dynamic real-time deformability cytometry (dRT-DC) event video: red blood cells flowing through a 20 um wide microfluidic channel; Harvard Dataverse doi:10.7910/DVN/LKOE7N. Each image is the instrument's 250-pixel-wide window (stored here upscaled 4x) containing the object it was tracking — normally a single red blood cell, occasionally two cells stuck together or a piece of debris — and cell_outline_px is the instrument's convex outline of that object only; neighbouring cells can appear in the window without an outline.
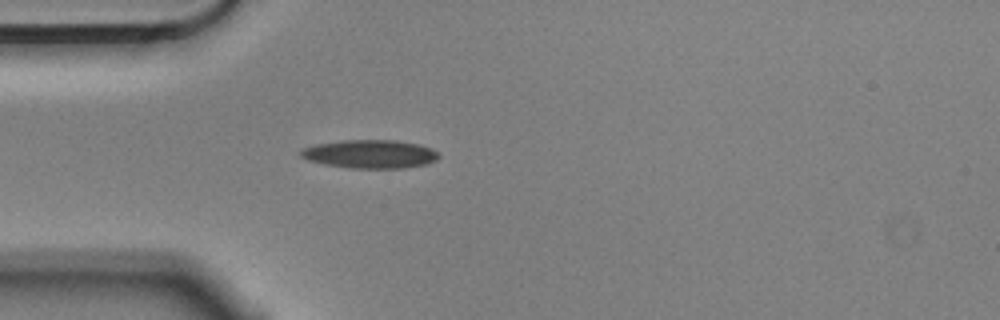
{"species": "Egyptian fruit bat (a non-hibernating species)", "species_latin": "Rousettus aegyptiacus", "temperature_condition": "cold", "stored_images_in_passage": 3, "camera_frame_rate_fps": 3000, "um_per_image_px": 0.085, "animal": {"sex": "male"}, "frame": {"image": 1, "passage_image": 3, "time_ms": 0.667, "image_size_px": [1000, 320], "cell_outline_px": [[440, 156], [436, 160], [428, 164], [404, 168], [348, 168], [324, 164], [308, 160], [300, 156], [300, 152], [304, 148], [316, 144], [340, 140], [396, 140], [420, 144], [432, 148]], "centroid_in_image_um": [31.48, 13.09], "position_along_channel_um": 53.5, "area_um2": 23.0}}